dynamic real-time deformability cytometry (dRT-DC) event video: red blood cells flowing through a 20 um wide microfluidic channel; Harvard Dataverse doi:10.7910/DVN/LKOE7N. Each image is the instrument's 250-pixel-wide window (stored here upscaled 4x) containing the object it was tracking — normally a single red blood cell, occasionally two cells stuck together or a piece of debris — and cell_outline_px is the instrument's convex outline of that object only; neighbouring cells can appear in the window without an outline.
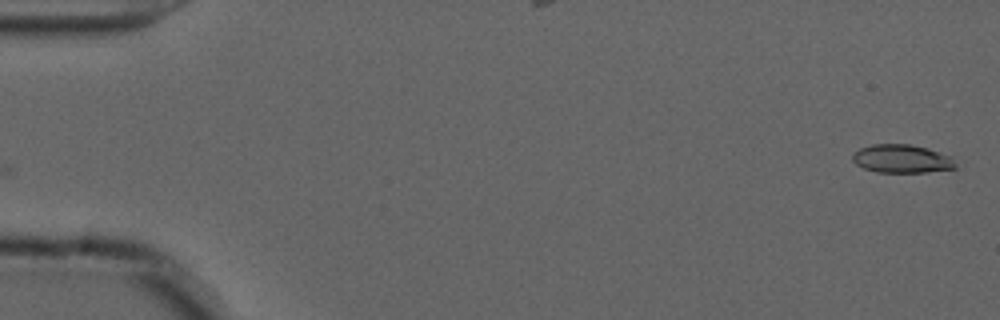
{"species": "common noctule bat (a hibernating species)", "species_latin": "Nyctalus noctula", "temperature_condition": "cold", "stored_images_in_passage": 55, "camera_frame_rate_fps": 3000, "um_per_image_px": 0.085, "animal": {"sex": "male", "forearm_length_mm": 52.5}, "frame": {"image": 1, "passage_image": 1, "time_ms": 0.0, "image_size_px": [1000, 320], "cell_outline_px": [[956, 168], [928, 172], [876, 172], [864, 168], [856, 164], [852, 160], [852, 152], [860, 148], [872, 144], [908, 144], [928, 148], [952, 156], [956, 164]], "centroid_in_image_um": [76.65, 13.49], "position_along_channel_um": 8.3, "area_um2": 17.17}}
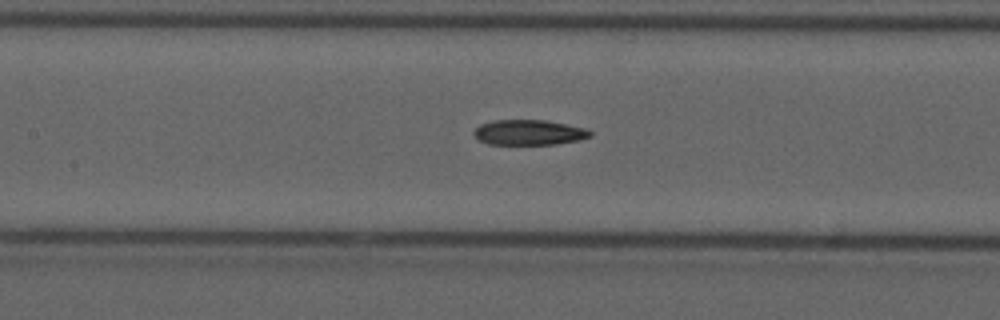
{"frame": {"image": 2, "passage_image": 25, "time_ms": 8.0, "image_size_px": [1000, 320], "cell_outline_px": [[592, 136], [576, 140], [556, 144], [488, 144], [480, 140], [472, 132], [480, 124], [496, 120], [544, 120], [584, 128], [592, 132]], "centroid_in_image_um": [44.94, 11.25], "position_along_channel_um": 162.5, "area_um2": 16.82}}
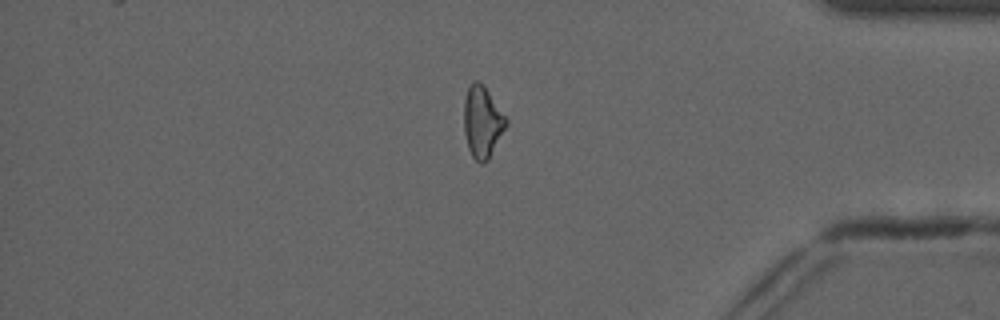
{"frame": {"image": 3, "passage_image": 46, "time_ms": 15.0, "image_size_px": [1000, 320], "cell_outline_px": [[508, 124], [488, 160], [484, 164], [480, 164], [472, 156], [468, 148], [464, 132], [464, 100], [468, 88], [472, 80], [476, 80], [484, 84], [508, 120]], "centroid_in_image_um": [41.0, 10.36], "position_along_channel_um": 394.2, "area_um2": 17.74}}